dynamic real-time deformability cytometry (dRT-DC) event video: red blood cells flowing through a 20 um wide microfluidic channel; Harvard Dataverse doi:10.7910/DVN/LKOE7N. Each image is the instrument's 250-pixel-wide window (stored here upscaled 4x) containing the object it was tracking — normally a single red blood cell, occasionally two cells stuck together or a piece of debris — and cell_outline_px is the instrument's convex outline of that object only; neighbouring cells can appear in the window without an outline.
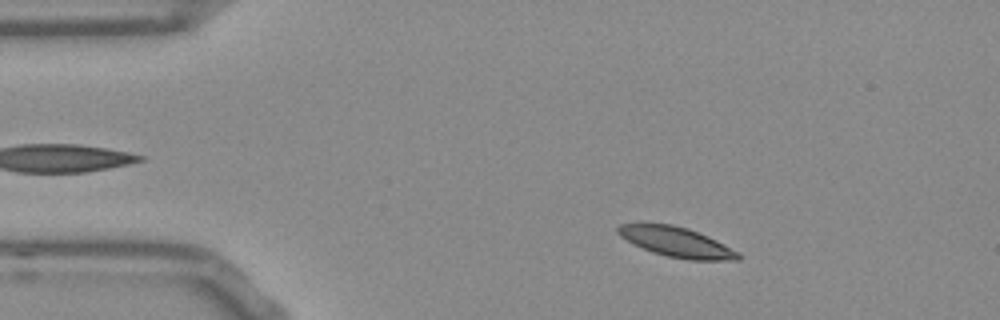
{"species": "Egyptian fruit bat (a non-hibernating species)", "species_latin": "Rousettus aegyptiacus", "temperature_condition": "room temperature", "stored_images_in_passage": 51, "camera_frame_rate_fps": 3000, "um_per_image_px": 0.085, "frame": {"image": 1, "passage_image": 6, "time_ms": 1.667, "image_size_px": [1000, 320], "cell_outline_px": [[740, 260], [688, 260], [668, 256], [652, 252], [620, 236], [616, 232], [616, 228], [620, 224], [672, 224], [688, 228], [708, 236], [740, 252]], "centroid_in_image_um": [57.54, 20.58], "position_along_channel_um": 27.5, "area_um2": 20.75}}
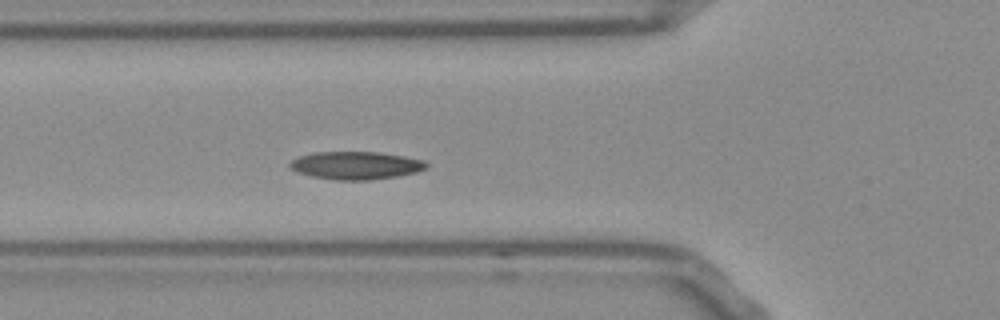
{"frame": {"image": 2, "passage_image": 16, "time_ms": 5.0, "image_size_px": [1000, 320], "cell_outline_px": [[428, 168], [416, 172], [396, 176], [368, 180], [332, 180], [312, 176], [296, 172], [288, 168], [288, 164], [292, 160], [300, 156], [316, 152], [376, 152], [404, 156], [424, 160], [428, 164]], "centroid_in_image_um": [30.23, 14.06], "position_along_channel_um": 95.6, "area_um2": 22.2}}
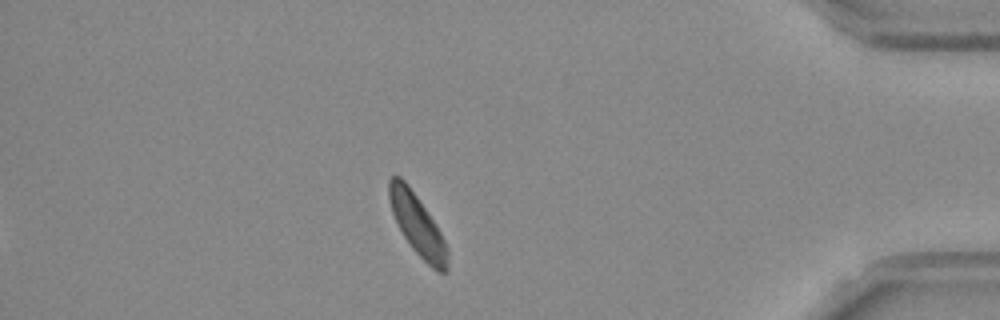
{"frame": {"image": 3, "passage_image": 44, "time_ms": 14.333, "image_size_px": [1000, 320], "cell_outline_px": [[448, 272], [436, 272], [412, 248], [404, 236], [392, 212], [388, 196], [388, 180], [392, 176], [400, 176], [408, 184], [436, 224], [448, 248]], "centroid_in_image_um": [35.49, 19.12], "position_along_channel_um": 399.7, "area_um2": 20.52}, "authors_computed_cell_mechanics": {"area_um2": 21.2126, "velocity_mm_per_s": 3.7193, "shape_relaxation_time_tau1_ms": 2.205, "shape_relaxation_time_tau2_ms": null, "deformation_change_tau1": 0.0714, "deformation_change_tau2": null}}